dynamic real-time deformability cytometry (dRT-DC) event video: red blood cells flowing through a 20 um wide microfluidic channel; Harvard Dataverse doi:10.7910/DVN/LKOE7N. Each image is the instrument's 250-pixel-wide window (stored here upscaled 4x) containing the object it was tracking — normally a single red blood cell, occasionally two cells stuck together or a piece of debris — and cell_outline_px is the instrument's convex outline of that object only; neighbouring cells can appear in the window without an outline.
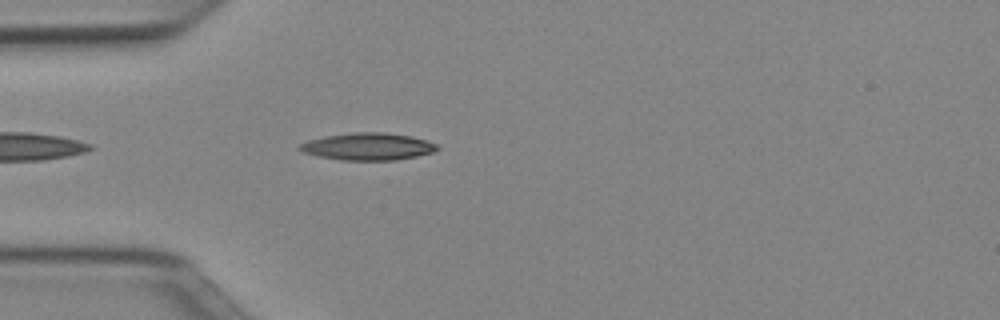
{"species": "Egyptian fruit bat (a non-hibernating species)", "species_latin": "Rousettus aegyptiacus", "temperature_condition": "cold", "stored_images_in_passage": 7, "camera_frame_rate_fps": 3000, "um_per_image_px": 0.085, "animal": {"sex": "female"}, "frame": {"image": 1, "passage_image": 3, "time_ms": 0.667, "image_size_px": [1000, 320], "cell_outline_px": [[440, 148], [432, 152], [416, 156], [396, 160], [340, 160], [320, 156], [304, 152], [296, 148], [300, 144], [308, 140], [324, 136], [352, 132], [384, 132], [412, 136], [436, 144]], "centroid_in_image_um": [31.25, 12.45], "position_along_channel_um": 53.7, "area_um2": 21.73}}
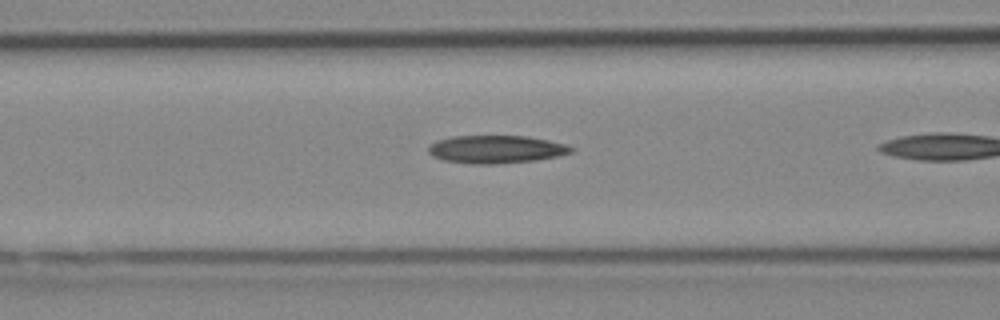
{"frame": {"image": 2, "passage_image": 6, "time_ms": 1.667, "image_size_px": [1000, 320], "cell_outline_px": [[576, 148], [572, 152], [556, 156], [536, 160], [496, 164], [472, 164], [444, 160], [432, 156], [428, 152], [428, 148], [436, 140], [452, 136], [528, 136], [568, 144]], "centroid_in_image_um": [42.18, 12.69], "position_along_channel_um": 124.4, "area_um2": 23.29}}